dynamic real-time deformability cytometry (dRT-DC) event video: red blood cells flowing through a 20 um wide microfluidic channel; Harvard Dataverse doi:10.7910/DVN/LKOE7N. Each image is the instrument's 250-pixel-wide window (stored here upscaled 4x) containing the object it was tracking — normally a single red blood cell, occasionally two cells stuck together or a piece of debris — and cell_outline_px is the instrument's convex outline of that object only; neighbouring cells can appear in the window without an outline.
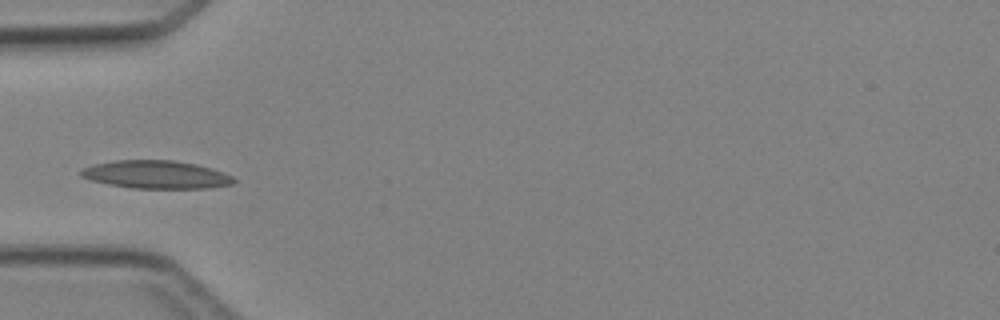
{"species": "Egyptian fruit bat (a non-hibernating species)", "species_latin": "Rousettus aegyptiacus", "temperature_condition": "cold", "stored_images_in_passage": 3, "camera_frame_rate_fps": 3000, "um_per_image_px": 0.085, "animal": {"sex": "female"}, "frame": {"image": 1, "passage_image": 3, "time_ms": 2.0, "image_size_px": [1000, 320], "cell_outline_px": [[236, 180], [232, 184], [208, 188], [132, 188], [108, 184], [92, 180], [80, 176], [80, 168], [92, 164], [116, 160], [172, 160], [196, 164], [212, 168], [232, 176]], "centroid_in_image_um": [13.24, 14.83], "position_along_channel_um": 71.8, "area_um2": 24.97}}